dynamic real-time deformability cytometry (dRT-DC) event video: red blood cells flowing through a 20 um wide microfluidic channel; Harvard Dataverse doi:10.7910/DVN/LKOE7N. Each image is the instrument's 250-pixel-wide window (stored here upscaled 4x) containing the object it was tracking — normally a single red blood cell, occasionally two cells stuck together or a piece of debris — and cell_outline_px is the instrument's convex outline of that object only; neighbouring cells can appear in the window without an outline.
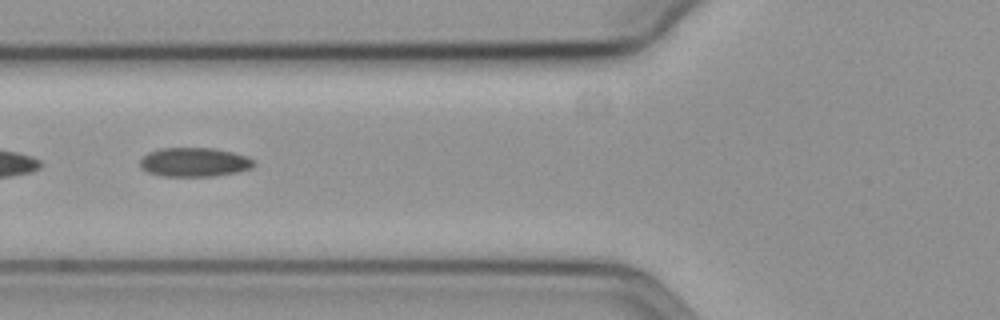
{"species": "common noctule bat (a hibernating species)", "species_latin": "Nyctalus noctula", "temperature_condition": "cold", "stored_images_in_passage": 20, "camera_frame_rate_fps": 3000, "um_per_image_px": 0.085, "animal": {"sex": "female", "body_mass_g": 19.3, "forearm_length_mm": 54.1}, "frame": {"image": 1, "passage_image": 6, "time_ms": 1.667, "image_size_px": [1000, 320], "cell_outline_px": [[256, 164], [252, 168], [236, 172], [212, 176], [160, 176], [148, 172], [140, 168], [140, 160], [148, 152], [160, 148], [212, 148], [232, 152], [248, 156]], "centroid_in_image_um": [16.5, 13.78], "position_along_channel_um": 109.3, "area_um2": 19.31}}
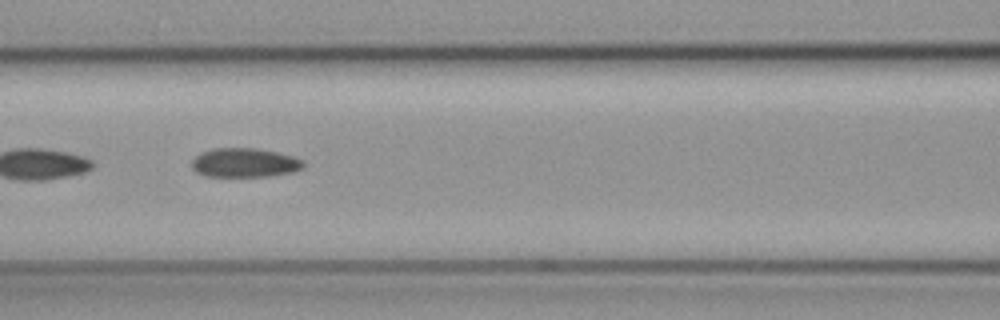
{"frame": {"image": 2, "passage_image": 9, "time_ms": 2.667, "image_size_px": [1000, 320], "cell_outline_px": [[304, 168], [292, 172], [268, 176], [204, 176], [196, 172], [192, 168], [192, 160], [196, 156], [204, 152], [216, 148], [256, 148], [276, 152], [292, 156], [300, 160], [304, 164]], "centroid_in_image_um": [20.78, 13.84], "position_along_channel_um": 145.8, "area_um2": 18.73}}